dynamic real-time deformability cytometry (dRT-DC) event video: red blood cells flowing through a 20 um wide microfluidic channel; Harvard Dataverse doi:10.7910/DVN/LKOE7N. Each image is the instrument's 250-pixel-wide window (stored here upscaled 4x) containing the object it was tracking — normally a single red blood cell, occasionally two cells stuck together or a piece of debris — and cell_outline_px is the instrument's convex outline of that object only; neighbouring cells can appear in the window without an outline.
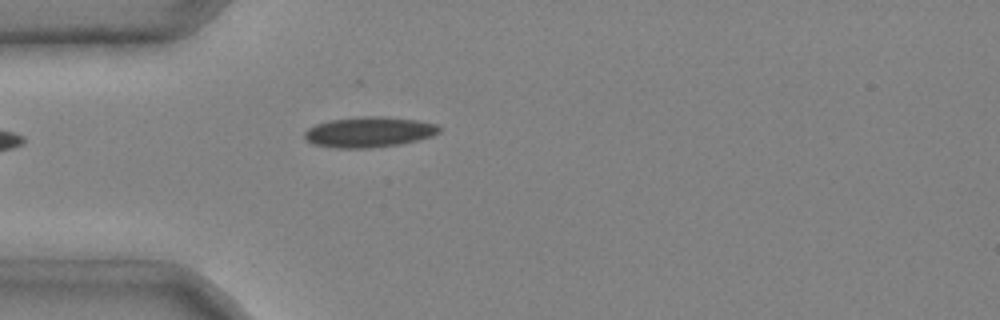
{"species": "common noctule bat (a hibernating species)", "species_latin": "Nyctalus noctula", "temperature_condition": "cold", "stored_images_in_passage": 4, "camera_frame_rate_fps": 3000, "um_per_image_px": 0.085, "animal": {"sex": "male", "body_mass_g": 20.4}, "frame": {"image": 1, "passage_image": 4, "time_ms": 1.0, "image_size_px": [1000, 320], "cell_outline_px": [[440, 132], [432, 136], [400, 144], [372, 148], [336, 148], [312, 144], [304, 140], [304, 132], [308, 128], [316, 124], [328, 120], [360, 116], [384, 116], [416, 120], [436, 124], [440, 128]], "centroid_in_image_um": [31.32, 11.22], "position_along_channel_um": 53.7, "area_um2": 24.1}}